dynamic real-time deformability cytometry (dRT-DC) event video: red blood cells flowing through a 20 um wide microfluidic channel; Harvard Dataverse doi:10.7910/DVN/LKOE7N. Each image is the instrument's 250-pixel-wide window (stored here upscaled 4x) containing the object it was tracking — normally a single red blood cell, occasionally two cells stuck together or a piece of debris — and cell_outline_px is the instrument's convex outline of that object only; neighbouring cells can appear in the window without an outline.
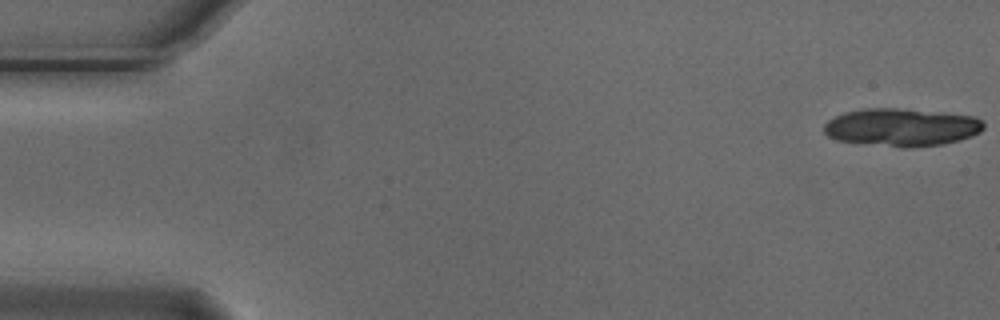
{"species": "Egyptian fruit bat (a non-hibernating species)", "species_latin": "Rousettus aegyptiacus", "temperature_condition": "cold", "stored_images_in_passage": 8, "segment_of_instrument_passage": [1, 2], "camera_frame_rate_fps": 3000, "um_per_image_px": 0.085, "animal": {"sex": "male"}, "frame": {"image": 1, "passage_image": 1, "time_ms": 0.0, "image_size_px": [1000, 320], "cell_outline_px": [[984, 128], [980, 132], [972, 136], [960, 140], [944, 144], [904, 148], [836, 140], [828, 136], [824, 132], [824, 124], [828, 120], [844, 112], [864, 108], [896, 108], [940, 112], [976, 116], [984, 120]], "centroid_in_image_um": [76.66, 10.81], "position_along_channel_um": 8.3, "area_um2": 35.43}}